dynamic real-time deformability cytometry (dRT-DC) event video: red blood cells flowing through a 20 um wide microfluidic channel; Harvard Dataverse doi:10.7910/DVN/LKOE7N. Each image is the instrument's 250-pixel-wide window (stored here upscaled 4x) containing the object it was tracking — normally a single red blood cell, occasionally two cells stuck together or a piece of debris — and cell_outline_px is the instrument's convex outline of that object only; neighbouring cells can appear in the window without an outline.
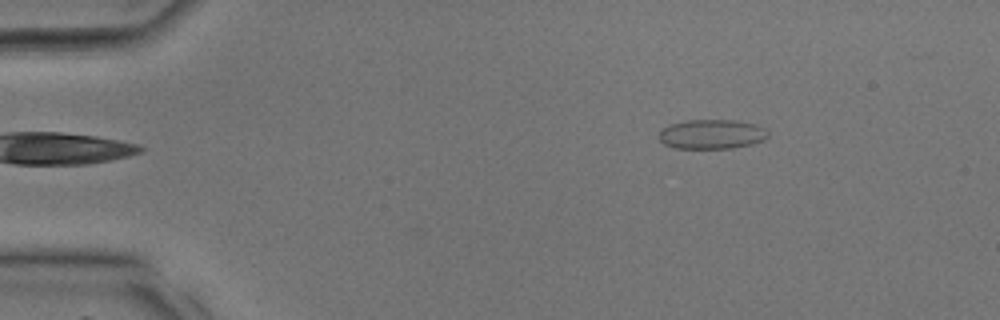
{"species": "common noctule bat (a hibernating species)", "species_latin": "Nyctalus noctula", "temperature_condition": "room temperature", "stored_images_in_passage": 32, "camera_frame_rate_fps": 3000, "um_per_image_px": 0.085, "animal": {"sex": "male", "body_mass_g": 17.9, "forearm_length_mm": 54.2}, "frame": {"image": 1, "passage_image": 1, "time_ms": 0.0, "image_size_px": [1000, 320], "cell_outline_px": [[768, 136], [764, 140], [752, 144], [732, 148], [676, 148], [664, 144], [656, 136], [660, 128], [668, 124], [688, 120], [736, 120], [756, 124], [764, 128], [768, 132]], "centroid_in_image_um": [60.46, 11.4], "position_along_channel_um": 24.5, "area_um2": 19.02}}
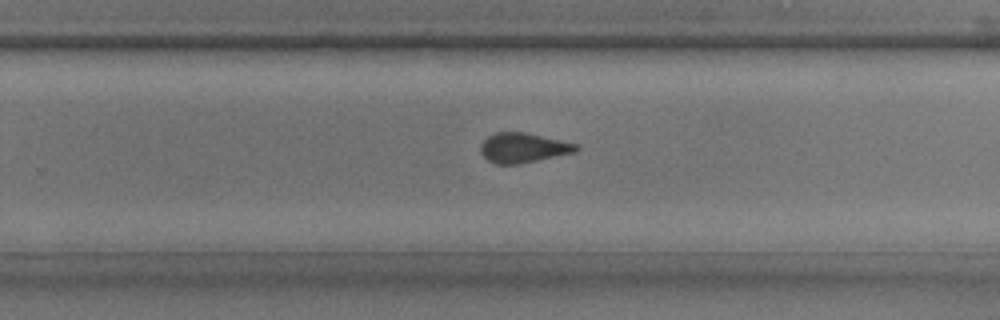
{"frame": {"image": 2, "passage_image": 19, "time_ms": 6.0, "image_size_px": [1000, 320], "cell_outline_px": [[580, 148], [576, 152], [520, 164], [496, 164], [488, 160], [480, 152], [480, 144], [488, 136], [496, 132], [524, 132], [580, 144]], "centroid_in_image_um": [44.49, 12.56], "position_along_channel_um": 285.3, "area_um2": 16.7}}
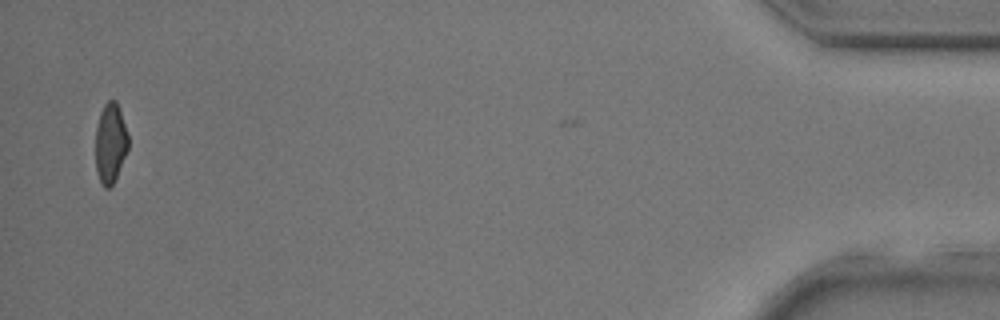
{"frame": {"image": 3, "passage_image": 31, "time_ms": 10.0, "image_size_px": [1000, 320], "cell_outline_px": [[128, 148], [116, 176], [112, 184], [108, 188], [104, 188], [96, 172], [96, 124], [100, 112], [104, 104], [108, 100], [116, 100], [128, 136]], "centroid_in_image_um": [9.36, 12.14], "position_along_channel_um": 425.8, "area_um2": 14.97}}